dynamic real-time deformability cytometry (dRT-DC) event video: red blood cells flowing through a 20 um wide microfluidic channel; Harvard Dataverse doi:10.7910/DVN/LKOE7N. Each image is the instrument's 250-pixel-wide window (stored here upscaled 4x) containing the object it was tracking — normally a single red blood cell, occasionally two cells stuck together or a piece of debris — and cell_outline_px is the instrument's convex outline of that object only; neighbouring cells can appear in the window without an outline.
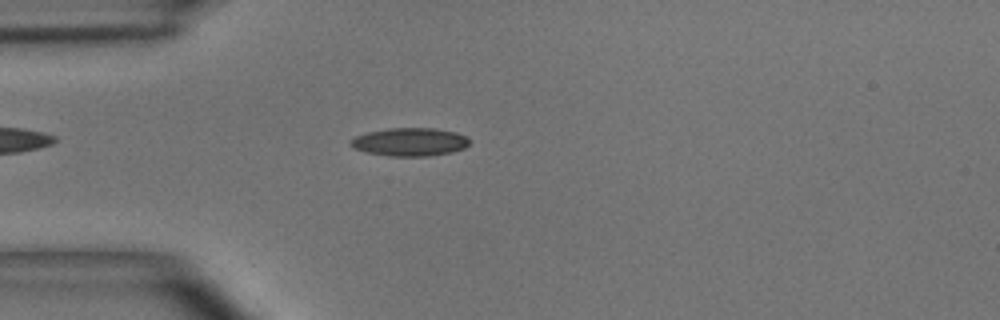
{"species": "common noctule bat (a hibernating species)", "species_latin": "Nyctalus noctula", "temperature_condition": "room temperature", "stored_images_in_passage": 45, "camera_frame_rate_fps": 3000, "um_per_image_px": 0.085, "animal": {"sex": "male", "body_mass_g": 15.6}, "frame": {"image": 1, "passage_image": 8, "time_ms": 2.333, "image_size_px": [1000, 320], "cell_outline_px": [[468, 144], [464, 148], [452, 152], [428, 156], [388, 156], [368, 152], [352, 148], [348, 144], [348, 140], [356, 136], [368, 132], [388, 128], [436, 128], [456, 132], [464, 136], [468, 140]], "centroid_in_image_um": [34.79, 12.06], "position_along_channel_um": 50.2, "area_um2": 19.54}}
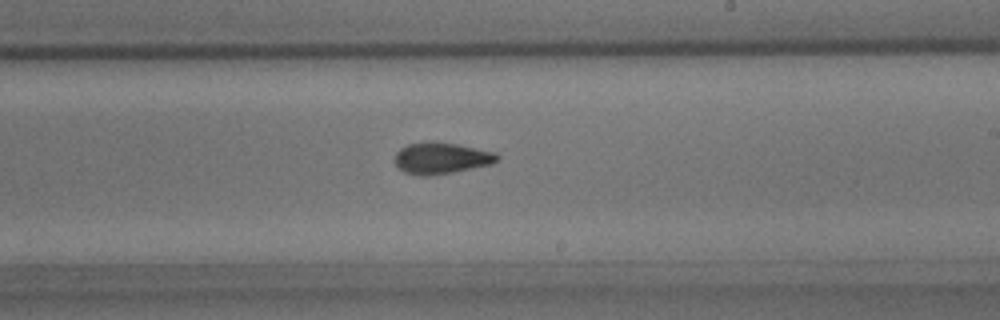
{"frame": {"image": 2, "passage_image": 24, "time_ms": 7.667, "image_size_px": [1000, 320], "cell_outline_px": [[500, 160], [492, 164], [452, 172], [428, 176], [420, 176], [404, 172], [396, 164], [396, 152], [400, 148], [408, 144], [432, 140], [456, 144], [496, 152], [500, 156]], "centroid_in_image_um": [37.53, 13.43], "position_along_channel_um": 251.5, "area_um2": 18.84}}
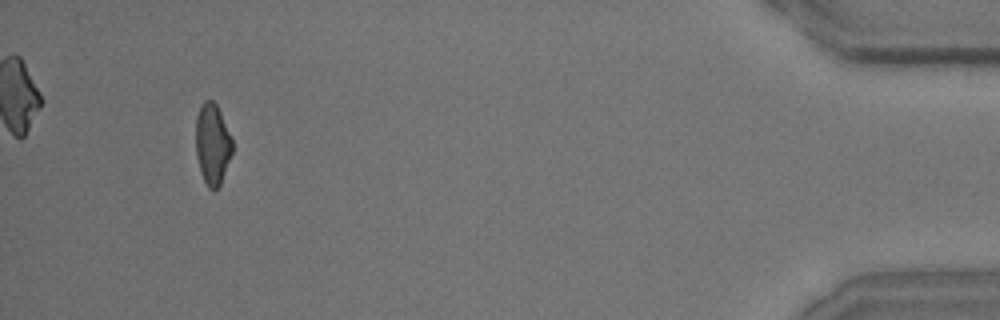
{"frame": {"image": 3, "passage_image": 42, "time_ms": 13.667, "image_size_px": [1000, 320], "cell_outline_px": [[232, 152], [220, 184], [216, 188], [208, 188], [200, 172], [196, 156], [196, 116], [204, 100], [212, 100], [216, 104], [220, 112], [232, 140]], "centroid_in_image_um": [18.04, 12.24], "position_along_channel_um": 417.2, "area_um2": 16.94}, "authors_computed_cell_mechanics": {"area_um2": 18.207, "velocity_mm_per_s": 3.9425, "shape_relaxation_time_tau1_ms": 4.485, "shape_relaxation_time_tau2_ms": 2.1968, "deformation_change_tau1": 0.1675, "deformation_change_tau2": 0.0897}}